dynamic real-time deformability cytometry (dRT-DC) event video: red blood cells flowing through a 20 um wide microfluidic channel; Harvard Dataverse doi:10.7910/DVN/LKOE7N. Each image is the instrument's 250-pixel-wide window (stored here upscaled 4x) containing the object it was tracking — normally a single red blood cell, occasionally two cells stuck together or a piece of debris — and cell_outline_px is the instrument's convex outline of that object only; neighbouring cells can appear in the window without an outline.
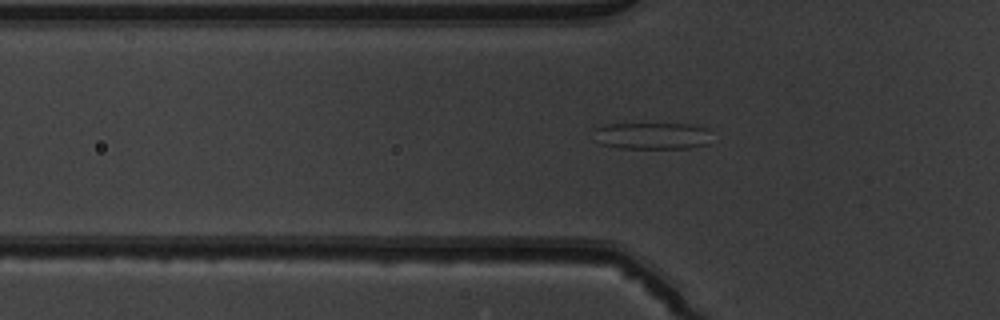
{"species": "common noctule bat (a hibernating species)", "species_latin": "Nyctalus noctula", "temperature_condition": "warm", "stored_images_in_passage": 42, "camera_frame_rate_fps": 3000, "um_per_image_px": 0.085, "animal": {"sex": "male", "body_mass_g": 19.5, "forearm_length_mm": 54.6}, "frame": {"image": 1, "passage_image": 9, "time_ms": 2.667, "image_size_px": [1000, 320], "cell_outline_px": [[708, 144], [688, 148], [620, 148], [600, 144], [596, 128], [608, 124], [692, 124], [708, 128]], "centroid_in_image_um": [55.49, 11.54], "position_along_channel_um": 70.3, "area_um2": 18.09}}
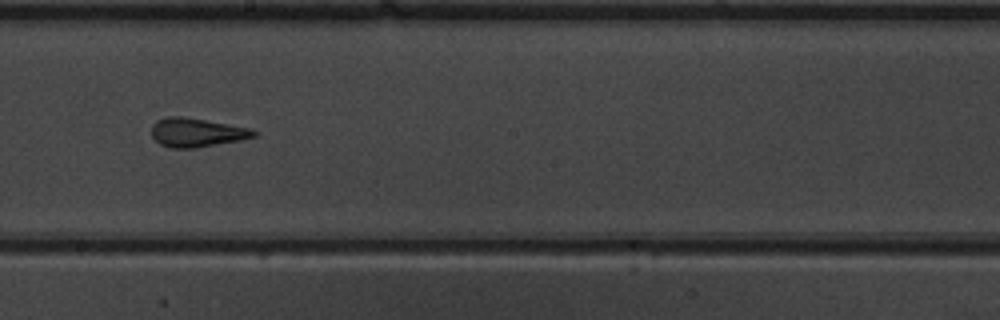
{"frame": {"image": 2, "passage_image": 21, "time_ms": 6.667, "image_size_px": [1000, 320], "cell_outline_px": [[260, 132], [256, 136], [240, 140], [196, 148], [172, 148], [160, 144], [152, 136], [152, 124], [156, 120], [168, 116], [180, 116], [252, 128]], "centroid_in_image_um": [16.74, 11.26], "position_along_channel_um": 231.5, "area_um2": 17.22}}
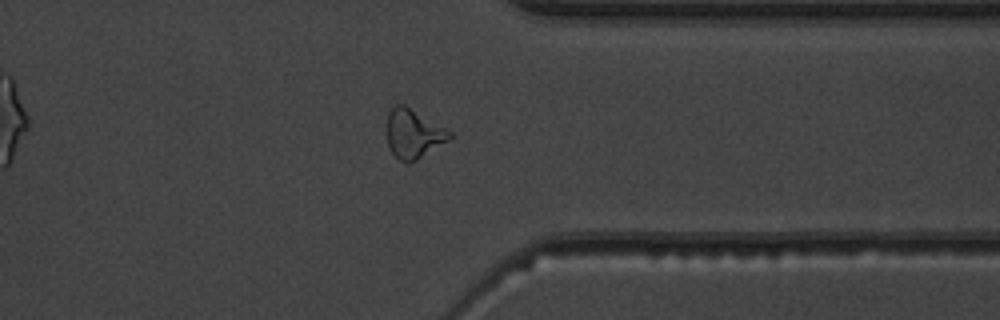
{"frame": {"image": 3, "passage_image": 32, "time_ms": 10.333, "image_size_px": [1000, 320], "cell_outline_px": [[452, 136], [448, 140], [416, 160], [408, 164], [400, 160], [388, 148], [388, 112], [396, 104], [404, 104], [452, 132]], "centroid_in_image_um": [35.13, 11.37], "position_along_channel_um": 376.3, "area_um2": 17.57}, "authors_computed_cell_mechanics": {"area_um2": 17.8313, "velocity_mm_per_s": 4.0388, "shape_relaxation_time_tau1_ms": null, "shape_relaxation_time_tau2_ms": 1.614, "deformation_change_tau1": null, "deformation_change_tau2": 0.1003}}